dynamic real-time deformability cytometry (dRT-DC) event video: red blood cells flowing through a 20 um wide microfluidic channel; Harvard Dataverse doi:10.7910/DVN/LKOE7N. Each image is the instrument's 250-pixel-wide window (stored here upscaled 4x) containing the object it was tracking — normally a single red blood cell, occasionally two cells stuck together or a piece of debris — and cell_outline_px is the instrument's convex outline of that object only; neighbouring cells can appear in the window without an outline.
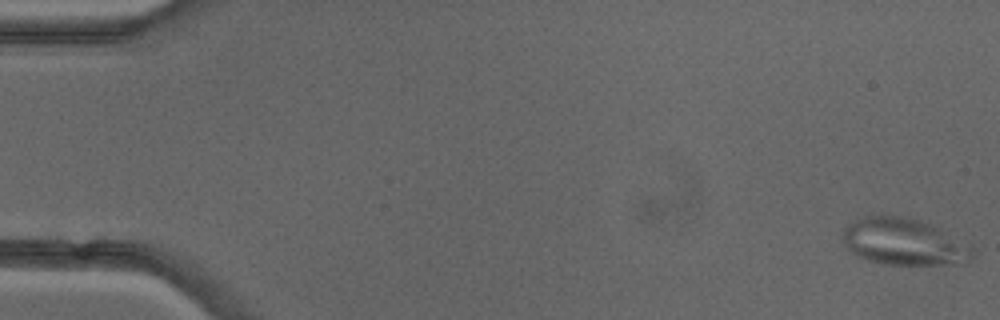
{"species": "common noctule bat (a hibernating species)", "species_latin": "Nyctalus noctula", "temperature_condition": "cold", "stored_images_in_passage": 51, "camera_frame_rate_fps": 3000, "um_per_image_px": 0.085, "animal": {"sex": "female"}, "frame": {"image": 1, "passage_image": 1, "time_ms": 0.0, "image_size_px": [1000, 320], "cell_outline_px": [[976, 260], [968, 264], [888, 264], [868, 260], [856, 256], [844, 244], [840, 232], [852, 220], [872, 212], [884, 212], [908, 216], [932, 224], [972, 244], [976, 252]], "centroid_in_image_um": [76.88, 20.5], "position_along_channel_um": 8.1, "area_um2": 37.28}}
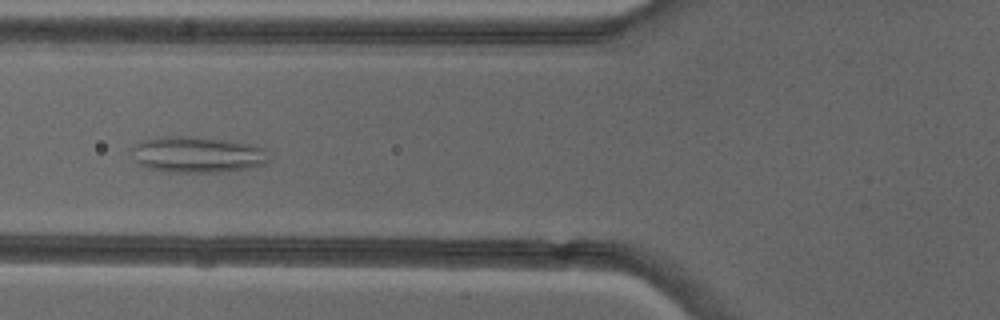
{"frame": {"image": 2, "passage_image": 20, "time_ms": 6.333, "image_size_px": [1000, 320], "cell_outline_px": [[272, 160], [264, 164], [252, 168], [224, 172], [168, 172], [148, 168], [140, 164], [136, 160], [132, 148], [140, 140], [168, 136], [196, 136], [232, 140], [264, 148]], "centroid_in_image_um": [16.84, 13.14], "position_along_channel_um": 109.0, "area_um2": 29.19}}
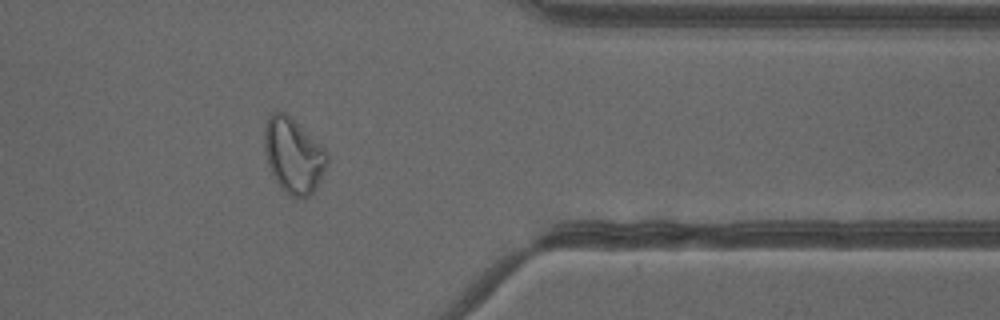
{"frame": {"image": 3, "passage_image": 42, "time_ms": 13.667, "image_size_px": [1000, 320], "cell_outline_px": [[328, 164], [312, 192], [308, 196], [288, 196], [280, 188], [268, 164], [264, 148], [264, 128], [268, 116], [276, 108], [292, 116], [324, 148], [328, 156]], "centroid_in_image_um": [24.92, 13.15], "position_along_channel_um": 386.5, "area_um2": 27.51}, "authors_computed_cell_mechanics": {"area_um2": 28.6688, "velocity_mm_per_s": 3.9978, "shape_relaxation_time_tau1_ms": null, "shape_relaxation_time_tau2_ms": 2.2393, "deformation_change_tau1": null, "deformation_change_tau2": 0.1075}}